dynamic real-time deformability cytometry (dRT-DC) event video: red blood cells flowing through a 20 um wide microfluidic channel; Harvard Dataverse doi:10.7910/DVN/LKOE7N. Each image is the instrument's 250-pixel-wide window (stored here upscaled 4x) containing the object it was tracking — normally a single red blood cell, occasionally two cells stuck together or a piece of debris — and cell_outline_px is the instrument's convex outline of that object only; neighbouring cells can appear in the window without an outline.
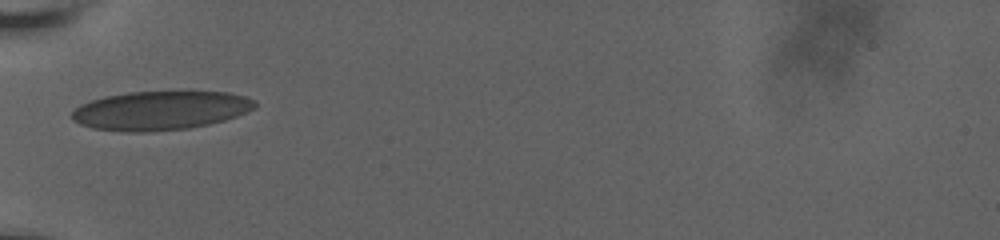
{"species": "human", "species_latin": "Homo sapiens", "temperature_condition": "room temperature", "stored_images_in_passage": 32, "camera_frame_rate_fps": 3000, "um_per_image_px": 0.085, "donor": {"sex": "male"}, "frame": {"image": 1, "passage_image": 1, "time_ms": 0.0, "image_size_px": [1000, 240], "cell_outline_px": [[256, 108], [236, 116], [224, 120], [208, 124], [188, 128], [144, 132], [128, 132], [92, 128], [80, 124], [72, 120], [72, 112], [80, 104], [104, 96], [128, 92], [228, 92], [244, 96], [256, 100]], "centroid_in_image_um": [13.63, 9.39], "position_along_channel_um": 71.4, "area_um2": 41.38}}
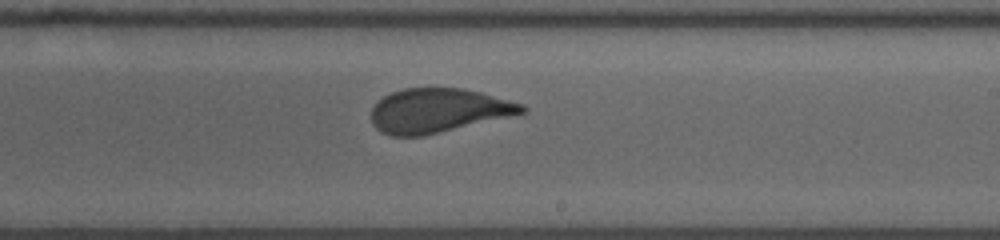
{"frame": {"image": 2, "passage_image": 16, "time_ms": 5.0, "image_size_px": [1000, 240], "cell_outline_px": [[528, 112], [424, 136], [392, 136], [380, 132], [372, 124], [372, 108], [384, 96], [392, 92], [404, 88], [464, 88], [480, 92], [524, 104], [528, 108]], "centroid_in_image_um": [37.26, 9.4], "position_along_channel_um": 251.7, "area_um2": 38.78}}
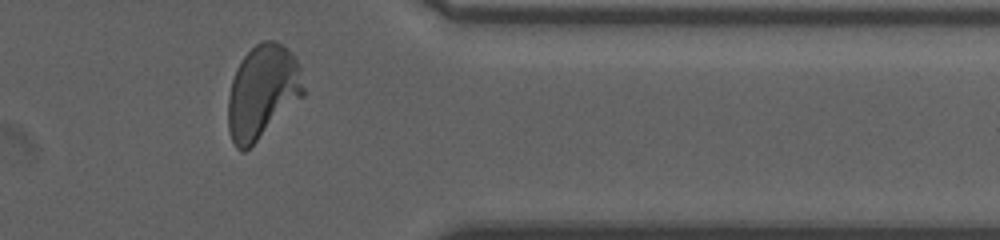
{"frame": {"image": 3, "passage_image": 28, "time_ms": 9.0, "image_size_px": [1000, 240], "cell_outline_px": [[304, 96], [244, 152], [240, 152], [236, 148], [232, 140], [228, 128], [228, 96], [232, 80], [236, 68], [240, 60], [256, 44], [264, 40], [276, 40], [288, 48], [296, 56], [300, 68], [304, 88]], "centroid_in_image_um": [22.31, 7.78], "position_along_channel_um": 389.1, "area_um2": 41.21}, "authors_computed_cell_mechanics": {"area_um2": 39.7953, "velocity_mm_per_s": 3.6451, "shape_relaxation_time_tau1_ms": 7.4864, "shape_relaxation_time_tau2_ms": null, "deformation_change_tau1": 0.1954, "deformation_change_tau2": null}}